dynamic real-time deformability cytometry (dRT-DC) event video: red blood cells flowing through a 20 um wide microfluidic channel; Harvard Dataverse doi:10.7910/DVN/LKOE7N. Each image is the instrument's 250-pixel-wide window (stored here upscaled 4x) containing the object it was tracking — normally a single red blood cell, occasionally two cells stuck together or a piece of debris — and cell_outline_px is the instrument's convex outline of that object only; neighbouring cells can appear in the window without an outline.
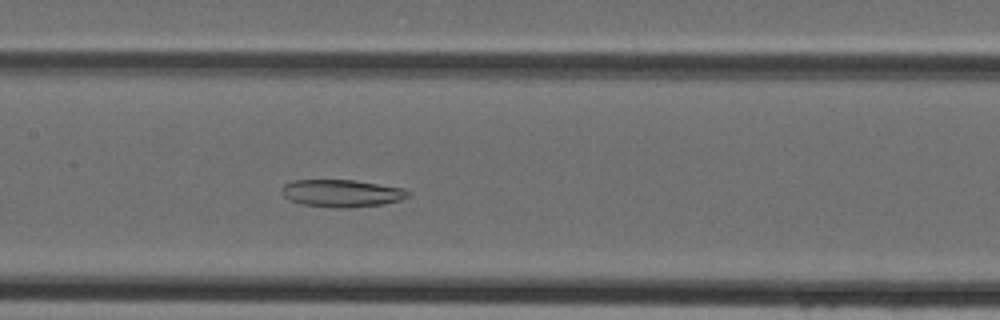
{"species": "Egyptian fruit bat (a non-hibernating species)", "species_latin": "Rousettus aegyptiacus", "temperature_condition": "cold", "stored_images_in_passage": 41, "camera_frame_rate_fps": 3000, "um_per_image_px": 0.085, "animal": {"sex": "female"}, "frame": {"image": 1, "passage_image": 18, "time_ms": 5.667, "image_size_px": [1000, 320], "cell_outline_px": [[412, 192], [408, 196], [400, 200], [384, 204], [348, 208], [332, 208], [300, 204], [288, 200], [280, 192], [280, 188], [284, 184], [292, 180], [352, 180], [404, 188]], "centroid_in_image_um": [29.0, 16.43], "position_along_channel_um": 178.4, "area_um2": 20.46}}
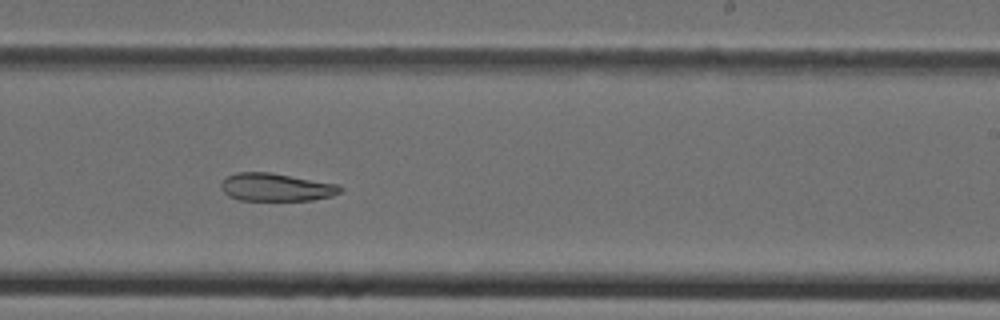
{"frame": {"image": 2, "passage_image": 24, "time_ms": 7.667, "image_size_px": [1000, 320], "cell_outline_px": [[344, 188], [340, 192], [332, 196], [312, 200], [240, 200], [228, 196], [220, 188], [220, 184], [228, 176], [236, 172], [272, 172], [340, 184]], "centroid_in_image_um": [23.5, 15.9], "position_along_channel_um": 265.5, "area_um2": 19.59}}
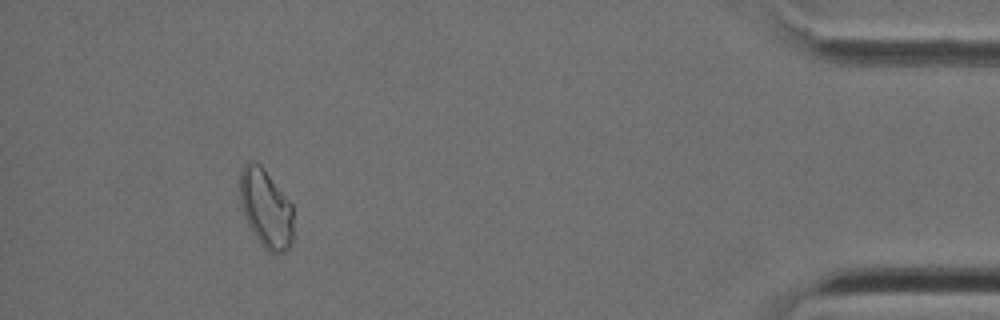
{"frame": {"image": 3, "passage_image": 38, "time_ms": 12.333, "image_size_px": [1000, 320], "cell_outline_px": [[292, 248], [284, 252], [268, 252], [260, 244], [252, 232], [244, 216], [240, 200], [240, 168], [248, 160], [252, 160], [260, 164], [292, 204]], "centroid_in_image_um": [22.59, 17.72], "position_along_channel_um": 412.6, "area_um2": 24.62}}